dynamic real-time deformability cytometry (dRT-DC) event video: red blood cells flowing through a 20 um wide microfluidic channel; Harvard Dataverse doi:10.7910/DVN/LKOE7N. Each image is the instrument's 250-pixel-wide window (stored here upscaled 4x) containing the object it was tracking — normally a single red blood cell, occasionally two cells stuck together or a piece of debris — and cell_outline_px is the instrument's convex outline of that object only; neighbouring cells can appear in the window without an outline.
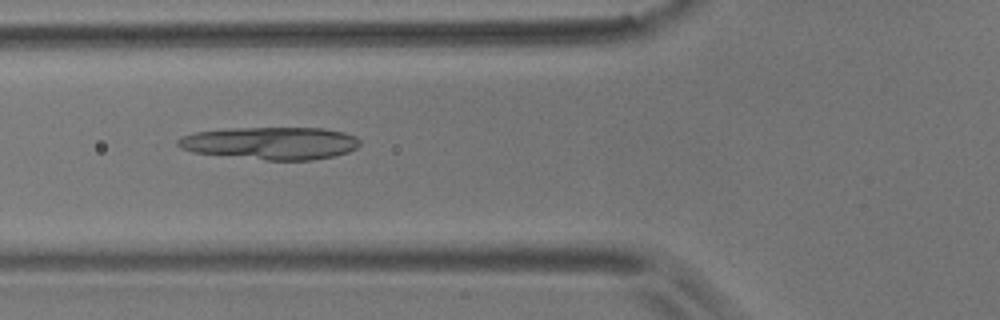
{"species": "common noctule bat (a hibernating species)", "species_latin": "Nyctalus noctula", "temperature_condition": "room temperature", "stored_images_in_passage": 53, "camera_frame_rate_fps": 3000, "um_per_image_px": 0.085, "animal": {"sex": "male", "body_mass_g": 17.9}, "frame": {"image": 1, "passage_image": 19, "time_ms": 6.0, "image_size_px": [1000, 320], "cell_outline_px": [[360, 144], [356, 148], [348, 152], [332, 156], [312, 160], [264, 160], [192, 152], [180, 148], [176, 144], [176, 140], [180, 136], [196, 132], [232, 128], [324, 128], [344, 132], [356, 136], [360, 140]], "centroid_in_image_um": [23.0, 12.17], "position_along_channel_um": 102.8, "area_um2": 34.62}}
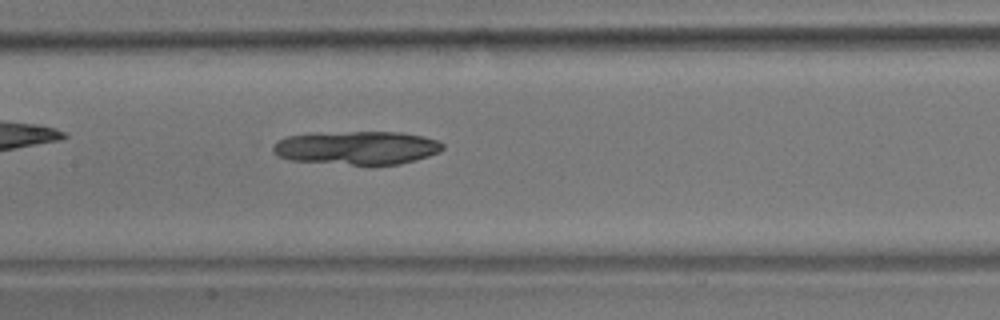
{"frame": {"image": 2, "passage_image": 25, "time_ms": 8.0, "image_size_px": [1000, 320], "cell_outline_px": [[444, 148], [440, 152], [428, 156], [400, 164], [352, 164], [288, 160], [272, 152], [268, 144], [276, 140], [288, 136], [308, 132], [400, 132], [424, 136], [440, 140], [444, 144]], "centroid_in_image_um": [30.28, 12.54], "position_along_channel_um": 177.1, "area_um2": 33.58}}
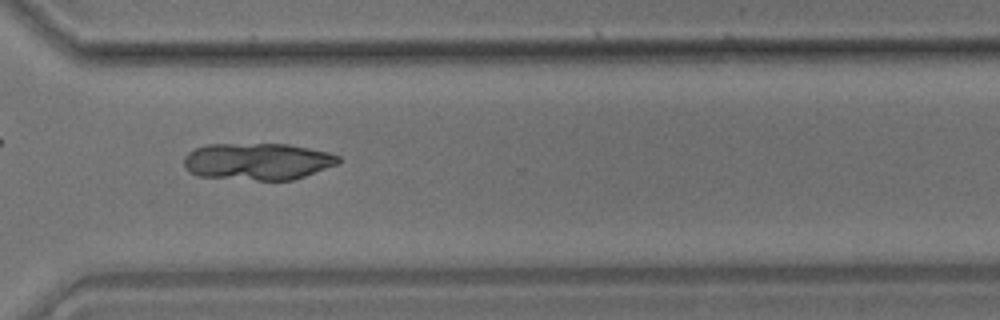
{"frame": {"image": 3, "passage_image": 39, "time_ms": 12.667, "image_size_px": [1000, 320], "cell_outline_px": [[340, 160], [336, 164], [304, 176], [292, 180], [256, 180], [200, 176], [188, 172], [184, 168], [184, 160], [188, 152], [196, 148], [208, 144], [288, 144], [328, 152], [340, 156]], "centroid_in_image_um": [21.87, 13.72], "position_along_channel_um": 348.7, "area_um2": 33.06}}